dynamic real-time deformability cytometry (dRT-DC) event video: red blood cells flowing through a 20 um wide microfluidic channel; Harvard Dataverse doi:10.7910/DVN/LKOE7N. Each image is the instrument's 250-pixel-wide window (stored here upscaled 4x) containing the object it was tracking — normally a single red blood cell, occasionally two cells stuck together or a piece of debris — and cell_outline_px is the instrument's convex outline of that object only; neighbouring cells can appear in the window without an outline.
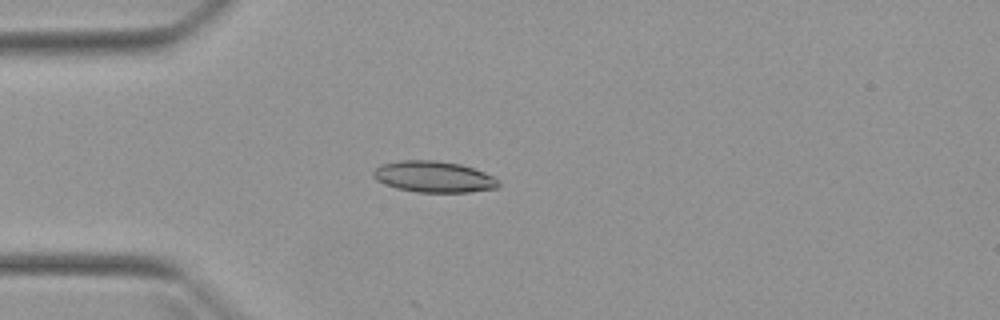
{"species": "Egyptian fruit bat (a non-hibernating species)", "species_latin": "Rousettus aegyptiacus", "temperature_condition": "warm", "stored_images_in_passage": 13, "camera_frame_rate_fps": 3000, "um_per_image_px": 0.085, "animal": {"sex": "female"}, "frame": {"image": 1, "passage_image": 7, "time_ms": 2.0, "image_size_px": [1000, 320], "cell_outline_px": [[500, 188], [468, 192], [416, 192], [396, 188], [384, 184], [376, 180], [372, 176], [372, 172], [380, 164], [400, 160], [436, 160], [460, 164], [484, 172], [500, 180]], "centroid_in_image_um": [36.86, 15.03], "position_along_channel_um": 48.1, "area_um2": 23.0}}
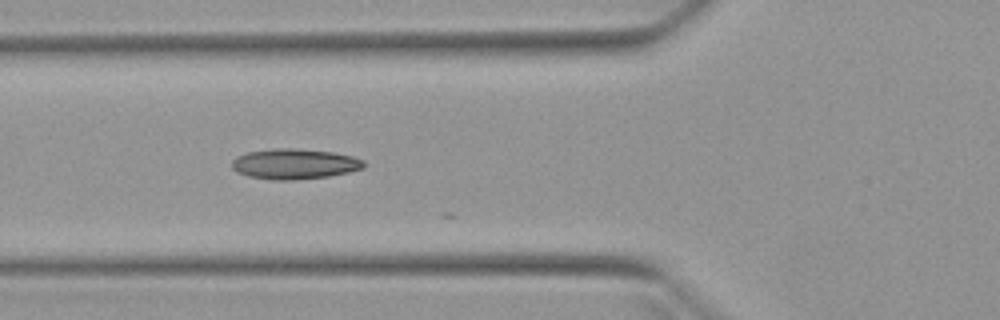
{"frame": {"image": 2, "passage_image": 12, "time_ms": 3.667, "image_size_px": [1000, 320], "cell_outline_px": [[364, 168], [348, 172], [328, 176], [296, 180], [272, 180], [248, 176], [236, 172], [232, 168], [232, 160], [236, 156], [248, 152], [272, 148], [296, 148], [332, 152], [352, 156], [364, 160]], "centroid_in_image_um": [25.0, 13.93], "position_along_channel_um": 100.8, "area_um2": 23.47}}